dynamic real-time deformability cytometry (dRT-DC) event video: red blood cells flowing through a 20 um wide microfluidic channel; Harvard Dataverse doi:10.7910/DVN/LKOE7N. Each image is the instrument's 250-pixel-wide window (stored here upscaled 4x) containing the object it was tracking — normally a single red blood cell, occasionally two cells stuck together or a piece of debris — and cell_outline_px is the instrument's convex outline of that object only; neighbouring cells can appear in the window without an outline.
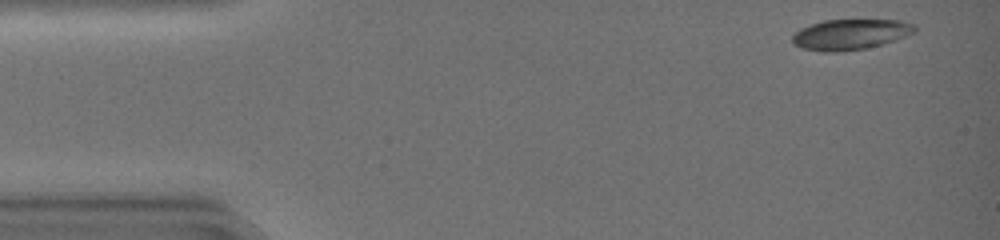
{"species": "common noctule bat (a hibernating species)", "species_latin": "Nyctalus noctula", "temperature_condition": "warm", "stored_images_in_passage": 40, "camera_frame_rate_fps": 3000, "um_per_image_px": 0.085, "animal": {"sex": "female", "body_mass_g": 19.0, "forearm_length_mm": 51.5}, "frame": {"image": 1, "passage_image": 2, "time_ms": 0.333, "image_size_px": [1000, 240], "cell_outline_px": [[916, 32], [896, 40], [864, 48], [836, 52], [824, 52], [804, 48], [796, 44], [792, 40], [792, 36], [800, 28], [824, 20], [900, 20], [916, 24]], "centroid_in_image_um": [72.32, 2.91], "position_along_channel_um": 12.7, "area_um2": 21.56}}
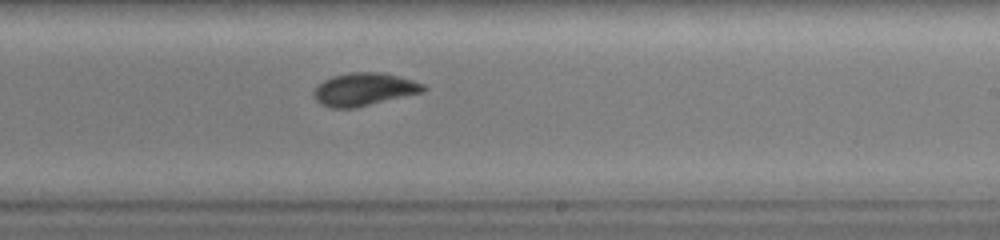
{"frame": {"image": 2, "passage_image": 26, "time_ms": 8.333, "image_size_px": [1000, 240], "cell_outline_px": [[428, 88], [424, 92], [352, 108], [328, 108], [320, 104], [316, 100], [312, 92], [324, 80], [332, 76], [348, 72], [384, 72], [412, 80], [424, 84]], "centroid_in_image_um": [30.94, 7.58], "position_along_channel_um": 258.1, "area_um2": 20.98}}
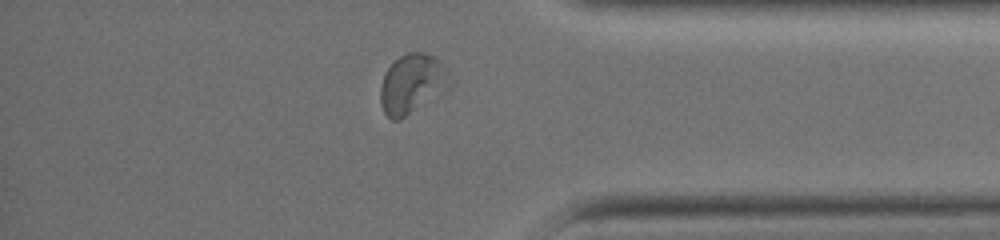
{"frame": {"image": 3, "passage_image": 36, "time_ms": 11.667, "image_size_px": [1000, 240], "cell_outline_px": [[452, 84], [448, 88], [400, 120], [392, 120], [384, 112], [380, 104], [380, 88], [384, 76], [388, 68], [400, 56], [408, 52], [424, 52], [440, 60], [448, 72], [452, 80]], "centroid_in_image_um": [35.04, 7.12], "position_along_channel_um": 400.2, "area_um2": 23.87}, "authors_computed_cell_mechanics": {"area_um2": 21.7328, "velocity_mm_per_s": 4.4193, "shape_relaxation_time_tau1_ms": 4.2475, "shape_relaxation_time_tau2_ms": 3.4884, "deformation_change_tau1": 0.1641, "deformation_change_tau2": 0.0679}}